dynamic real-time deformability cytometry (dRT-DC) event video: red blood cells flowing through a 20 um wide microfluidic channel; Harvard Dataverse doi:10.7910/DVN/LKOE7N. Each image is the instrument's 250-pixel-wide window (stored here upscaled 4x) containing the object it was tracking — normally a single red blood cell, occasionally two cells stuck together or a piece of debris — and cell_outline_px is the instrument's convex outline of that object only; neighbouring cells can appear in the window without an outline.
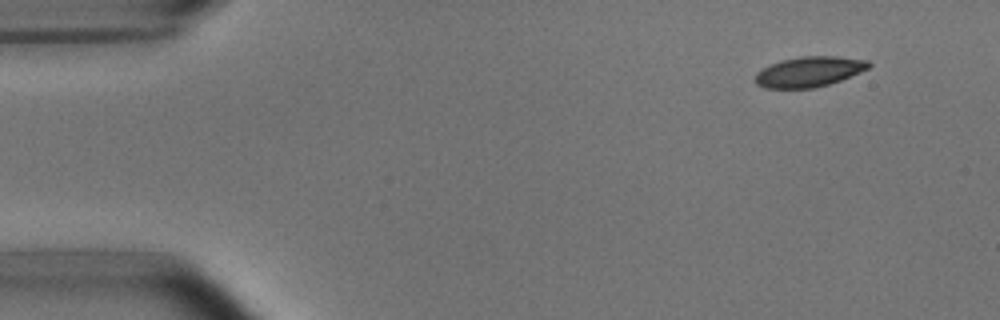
{"species": "common noctule bat (a hibernating species)", "species_latin": "Nyctalus noctula", "temperature_condition": "room temperature", "stored_images_in_passage": 3, "camera_frame_rate_fps": 3000, "um_per_image_px": 0.085, "animal": {"sex": "male", "body_mass_g": 15.6}, "frame": {"image": 1, "passage_image": 1, "time_ms": 0.0, "image_size_px": [1000, 320], "cell_outline_px": [[872, 64], [868, 68], [860, 72], [840, 80], [816, 88], [764, 88], [756, 84], [756, 72], [780, 60], [800, 56], [836, 56], [868, 60]], "centroid_in_image_um": [68.78, 6.09], "position_along_channel_um": 16.2, "area_um2": 19.94}}
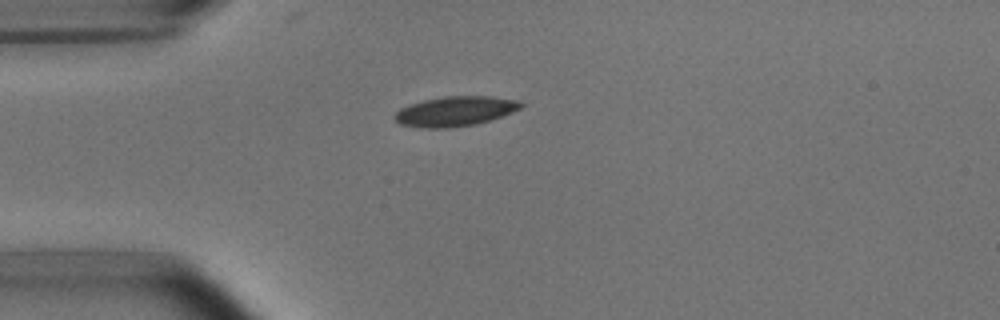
{"frame": {"image": 2, "passage_image": 3, "time_ms": 3.0, "image_size_px": [1000, 320], "cell_outline_px": [[524, 104], [520, 108], [500, 116], [476, 124], [448, 128], [424, 128], [400, 124], [392, 116], [400, 108], [408, 104], [424, 100], [444, 96], [488, 96], [520, 100]], "centroid_in_image_um": [38.65, 9.45], "position_along_channel_um": 46.4, "area_um2": 21.85}}